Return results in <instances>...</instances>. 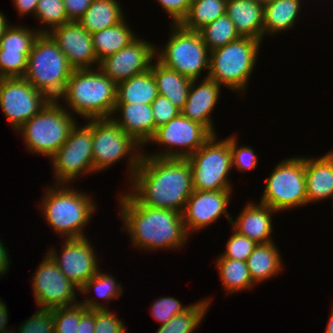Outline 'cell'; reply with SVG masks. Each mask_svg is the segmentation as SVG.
Here are the masks:
<instances>
[{
    "mask_svg": "<svg viewBox=\"0 0 333 333\" xmlns=\"http://www.w3.org/2000/svg\"><path fill=\"white\" fill-rule=\"evenodd\" d=\"M130 183L128 192L140 204L180 213L193 192L192 172L186 158L152 157L143 153Z\"/></svg>",
    "mask_w": 333,
    "mask_h": 333,
    "instance_id": "6da1fadb",
    "label": "cell"
},
{
    "mask_svg": "<svg viewBox=\"0 0 333 333\" xmlns=\"http://www.w3.org/2000/svg\"><path fill=\"white\" fill-rule=\"evenodd\" d=\"M122 229H126L135 248L143 250L179 249L185 245L188 233L182 213L140 204L129 192L119 194Z\"/></svg>",
    "mask_w": 333,
    "mask_h": 333,
    "instance_id": "7a4b0ae2",
    "label": "cell"
},
{
    "mask_svg": "<svg viewBox=\"0 0 333 333\" xmlns=\"http://www.w3.org/2000/svg\"><path fill=\"white\" fill-rule=\"evenodd\" d=\"M117 84L99 68L73 70L59 97L85 120L111 118L116 105Z\"/></svg>",
    "mask_w": 333,
    "mask_h": 333,
    "instance_id": "3957f363",
    "label": "cell"
},
{
    "mask_svg": "<svg viewBox=\"0 0 333 333\" xmlns=\"http://www.w3.org/2000/svg\"><path fill=\"white\" fill-rule=\"evenodd\" d=\"M45 191L39 207H42L44 218L53 231L65 239L85 237L83 228L90 222L96 208L93 198L67 188L65 184H56Z\"/></svg>",
    "mask_w": 333,
    "mask_h": 333,
    "instance_id": "277c9868",
    "label": "cell"
},
{
    "mask_svg": "<svg viewBox=\"0 0 333 333\" xmlns=\"http://www.w3.org/2000/svg\"><path fill=\"white\" fill-rule=\"evenodd\" d=\"M73 70L52 37L48 33H40L28 56L23 78L51 100H58Z\"/></svg>",
    "mask_w": 333,
    "mask_h": 333,
    "instance_id": "5b68a950",
    "label": "cell"
},
{
    "mask_svg": "<svg viewBox=\"0 0 333 333\" xmlns=\"http://www.w3.org/2000/svg\"><path fill=\"white\" fill-rule=\"evenodd\" d=\"M261 43L254 38L240 37L210 51V67L206 76L233 92L242 93L253 74Z\"/></svg>",
    "mask_w": 333,
    "mask_h": 333,
    "instance_id": "8992f818",
    "label": "cell"
},
{
    "mask_svg": "<svg viewBox=\"0 0 333 333\" xmlns=\"http://www.w3.org/2000/svg\"><path fill=\"white\" fill-rule=\"evenodd\" d=\"M67 107H62L58 100H50L39 113L23 124L17 133L21 132L19 134L23 136L28 151L50 159L65 143L76 124Z\"/></svg>",
    "mask_w": 333,
    "mask_h": 333,
    "instance_id": "52a82bcc",
    "label": "cell"
},
{
    "mask_svg": "<svg viewBox=\"0 0 333 333\" xmlns=\"http://www.w3.org/2000/svg\"><path fill=\"white\" fill-rule=\"evenodd\" d=\"M170 38L163 50L156 48V59L163 65L179 74L198 80L204 69L209 71L210 50L203 42L199 31L183 28L180 24H173Z\"/></svg>",
    "mask_w": 333,
    "mask_h": 333,
    "instance_id": "ba28073f",
    "label": "cell"
},
{
    "mask_svg": "<svg viewBox=\"0 0 333 333\" xmlns=\"http://www.w3.org/2000/svg\"><path fill=\"white\" fill-rule=\"evenodd\" d=\"M216 136L213 134L203 146L186 158L192 172L193 190H232L233 185L228 181L232 169L230 137L217 141Z\"/></svg>",
    "mask_w": 333,
    "mask_h": 333,
    "instance_id": "9c48e42d",
    "label": "cell"
},
{
    "mask_svg": "<svg viewBox=\"0 0 333 333\" xmlns=\"http://www.w3.org/2000/svg\"><path fill=\"white\" fill-rule=\"evenodd\" d=\"M92 138L94 172L112 167L121 158L129 157L130 181L144 152L139 149L142 146L127 135L113 118L92 119Z\"/></svg>",
    "mask_w": 333,
    "mask_h": 333,
    "instance_id": "30bf717a",
    "label": "cell"
},
{
    "mask_svg": "<svg viewBox=\"0 0 333 333\" xmlns=\"http://www.w3.org/2000/svg\"><path fill=\"white\" fill-rule=\"evenodd\" d=\"M266 181L260 203L279 212L307 204L305 157L282 160Z\"/></svg>",
    "mask_w": 333,
    "mask_h": 333,
    "instance_id": "8fae6325",
    "label": "cell"
},
{
    "mask_svg": "<svg viewBox=\"0 0 333 333\" xmlns=\"http://www.w3.org/2000/svg\"><path fill=\"white\" fill-rule=\"evenodd\" d=\"M85 126L75 124L68 139L50 158L55 184L72 183L80 175L94 172L92 119ZM76 178V179H75Z\"/></svg>",
    "mask_w": 333,
    "mask_h": 333,
    "instance_id": "7c38bea8",
    "label": "cell"
},
{
    "mask_svg": "<svg viewBox=\"0 0 333 333\" xmlns=\"http://www.w3.org/2000/svg\"><path fill=\"white\" fill-rule=\"evenodd\" d=\"M212 135L204 125L190 120L180 113L165 125L157 128L150 140V142L166 146V151L155 154L144 153V155L161 158H187L203 146Z\"/></svg>",
    "mask_w": 333,
    "mask_h": 333,
    "instance_id": "4fadbf2b",
    "label": "cell"
},
{
    "mask_svg": "<svg viewBox=\"0 0 333 333\" xmlns=\"http://www.w3.org/2000/svg\"><path fill=\"white\" fill-rule=\"evenodd\" d=\"M50 100L23 77L0 78V107L16 132Z\"/></svg>",
    "mask_w": 333,
    "mask_h": 333,
    "instance_id": "5bb4252c",
    "label": "cell"
},
{
    "mask_svg": "<svg viewBox=\"0 0 333 333\" xmlns=\"http://www.w3.org/2000/svg\"><path fill=\"white\" fill-rule=\"evenodd\" d=\"M33 276V293L39 309L77 304L75 296L79 288L66 278L48 253Z\"/></svg>",
    "mask_w": 333,
    "mask_h": 333,
    "instance_id": "9a60e30c",
    "label": "cell"
},
{
    "mask_svg": "<svg viewBox=\"0 0 333 333\" xmlns=\"http://www.w3.org/2000/svg\"><path fill=\"white\" fill-rule=\"evenodd\" d=\"M93 248L87 237L69 238L64 240L62 254H57L53 248L47 253L66 278L80 290L100 270Z\"/></svg>",
    "mask_w": 333,
    "mask_h": 333,
    "instance_id": "2e32d148",
    "label": "cell"
},
{
    "mask_svg": "<svg viewBox=\"0 0 333 333\" xmlns=\"http://www.w3.org/2000/svg\"><path fill=\"white\" fill-rule=\"evenodd\" d=\"M155 52L154 44L137 37L127 47L100 60L98 68L118 84L148 71Z\"/></svg>",
    "mask_w": 333,
    "mask_h": 333,
    "instance_id": "e0dca14e",
    "label": "cell"
},
{
    "mask_svg": "<svg viewBox=\"0 0 333 333\" xmlns=\"http://www.w3.org/2000/svg\"><path fill=\"white\" fill-rule=\"evenodd\" d=\"M232 190L198 191L193 190L182 212L183 223L187 233L210 226L217 219L226 215L231 223L233 217L227 211ZM191 230V231H190Z\"/></svg>",
    "mask_w": 333,
    "mask_h": 333,
    "instance_id": "ac0fdd59",
    "label": "cell"
},
{
    "mask_svg": "<svg viewBox=\"0 0 333 333\" xmlns=\"http://www.w3.org/2000/svg\"><path fill=\"white\" fill-rule=\"evenodd\" d=\"M57 43L74 70L91 69L99 65L92 36L77 21H69L48 33Z\"/></svg>",
    "mask_w": 333,
    "mask_h": 333,
    "instance_id": "d6986e66",
    "label": "cell"
},
{
    "mask_svg": "<svg viewBox=\"0 0 333 333\" xmlns=\"http://www.w3.org/2000/svg\"><path fill=\"white\" fill-rule=\"evenodd\" d=\"M192 80L187 100L180 110L181 114L190 120L204 125L212 134H216L213 127L211 113L219 100L221 85L206 76L198 85Z\"/></svg>",
    "mask_w": 333,
    "mask_h": 333,
    "instance_id": "ffe728a7",
    "label": "cell"
},
{
    "mask_svg": "<svg viewBox=\"0 0 333 333\" xmlns=\"http://www.w3.org/2000/svg\"><path fill=\"white\" fill-rule=\"evenodd\" d=\"M120 112L118 117L113 120L138 144L145 146L155 134V122L151 105L149 104H130L116 103L113 114Z\"/></svg>",
    "mask_w": 333,
    "mask_h": 333,
    "instance_id": "44dd1931",
    "label": "cell"
},
{
    "mask_svg": "<svg viewBox=\"0 0 333 333\" xmlns=\"http://www.w3.org/2000/svg\"><path fill=\"white\" fill-rule=\"evenodd\" d=\"M273 212L277 211L262 203L250 202L245 205L235 221L232 219V229L257 244L273 242L271 237Z\"/></svg>",
    "mask_w": 333,
    "mask_h": 333,
    "instance_id": "7402d4cb",
    "label": "cell"
},
{
    "mask_svg": "<svg viewBox=\"0 0 333 333\" xmlns=\"http://www.w3.org/2000/svg\"><path fill=\"white\" fill-rule=\"evenodd\" d=\"M305 181L307 204L333 199V151L319 158H305Z\"/></svg>",
    "mask_w": 333,
    "mask_h": 333,
    "instance_id": "603a6c76",
    "label": "cell"
},
{
    "mask_svg": "<svg viewBox=\"0 0 333 333\" xmlns=\"http://www.w3.org/2000/svg\"><path fill=\"white\" fill-rule=\"evenodd\" d=\"M264 4L257 0H227L226 14L241 37L262 41Z\"/></svg>",
    "mask_w": 333,
    "mask_h": 333,
    "instance_id": "cb8c5ba5",
    "label": "cell"
},
{
    "mask_svg": "<svg viewBox=\"0 0 333 333\" xmlns=\"http://www.w3.org/2000/svg\"><path fill=\"white\" fill-rule=\"evenodd\" d=\"M150 70L155 78L159 95L167 97L180 110L183 108L192 80L166 67L157 59Z\"/></svg>",
    "mask_w": 333,
    "mask_h": 333,
    "instance_id": "d4e9b609",
    "label": "cell"
},
{
    "mask_svg": "<svg viewBox=\"0 0 333 333\" xmlns=\"http://www.w3.org/2000/svg\"><path fill=\"white\" fill-rule=\"evenodd\" d=\"M274 243L257 244L246 260L250 276L255 284L278 275L283 269L281 254Z\"/></svg>",
    "mask_w": 333,
    "mask_h": 333,
    "instance_id": "484cf974",
    "label": "cell"
},
{
    "mask_svg": "<svg viewBox=\"0 0 333 333\" xmlns=\"http://www.w3.org/2000/svg\"><path fill=\"white\" fill-rule=\"evenodd\" d=\"M158 95L155 78L149 69L117 84L116 103L151 105Z\"/></svg>",
    "mask_w": 333,
    "mask_h": 333,
    "instance_id": "4316f807",
    "label": "cell"
},
{
    "mask_svg": "<svg viewBox=\"0 0 333 333\" xmlns=\"http://www.w3.org/2000/svg\"><path fill=\"white\" fill-rule=\"evenodd\" d=\"M119 1L95 0L77 22L90 34L114 26L124 19Z\"/></svg>",
    "mask_w": 333,
    "mask_h": 333,
    "instance_id": "83f0119b",
    "label": "cell"
},
{
    "mask_svg": "<svg viewBox=\"0 0 333 333\" xmlns=\"http://www.w3.org/2000/svg\"><path fill=\"white\" fill-rule=\"evenodd\" d=\"M301 0H273L264 4L263 35L291 29L298 19ZM269 32V33H268Z\"/></svg>",
    "mask_w": 333,
    "mask_h": 333,
    "instance_id": "f1b7e54d",
    "label": "cell"
},
{
    "mask_svg": "<svg viewBox=\"0 0 333 333\" xmlns=\"http://www.w3.org/2000/svg\"><path fill=\"white\" fill-rule=\"evenodd\" d=\"M125 21L91 34L98 61L127 47L137 38Z\"/></svg>",
    "mask_w": 333,
    "mask_h": 333,
    "instance_id": "f546056e",
    "label": "cell"
},
{
    "mask_svg": "<svg viewBox=\"0 0 333 333\" xmlns=\"http://www.w3.org/2000/svg\"><path fill=\"white\" fill-rule=\"evenodd\" d=\"M218 273L227 294L240 292L256 285L250 276L247 263L241 260H233L225 257L217 259Z\"/></svg>",
    "mask_w": 333,
    "mask_h": 333,
    "instance_id": "4dcf8cb0",
    "label": "cell"
},
{
    "mask_svg": "<svg viewBox=\"0 0 333 333\" xmlns=\"http://www.w3.org/2000/svg\"><path fill=\"white\" fill-rule=\"evenodd\" d=\"M227 0H192L187 15L179 23L183 28L199 31L226 13Z\"/></svg>",
    "mask_w": 333,
    "mask_h": 333,
    "instance_id": "1f68e13d",
    "label": "cell"
},
{
    "mask_svg": "<svg viewBox=\"0 0 333 333\" xmlns=\"http://www.w3.org/2000/svg\"><path fill=\"white\" fill-rule=\"evenodd\" d=\"M210 298L191 304V307L182 314L172 317L166 324L160 325L156 333H193L202 322L208 307Z\"/></svg>",
    "mask_w": 333,
    "mask_h": 333,
    "instance_id": "d6a6232c",
    "label": "cell"
},
{
    "mask_svg": "<svg viewBox=\"0 0 333 333\" xmlns=\"http://www.w3.org/2000/svg\"><path fill=\"white\" fill-rule=\"evenodd\" d=\"M199 33L210 51L241 37L226 13L204 26L199 30Z\"/></svg>",
    "mask_w": 333,
    "mask_h": 333,
    "instance_id": "836d02e7",
    "label": "cell"
},
{
    "mask_svg": "<svg viewBox=\"0 0 333 333\" xmlns=\"http://www.w3.org/2000/svg\"><path fill=\"white\" fill-rule=\"evenodd\" d=\"M40 32L28 27L10 25L0 39V50L4 53H30Z\"/></svg>",
    "mask_w": 333,
    "mask_h": 333,
    "instance_id": "e575fe53",
    "label": "cell"
},
{
    "mask_svg": "<svg viewBox=\"0 0 333 333\" xmlns=\"http://www.w3.org/2000/svg\"><path fill=\"white\" fill-rule=\"evenodd\" d=\"M35 18L47 27V29L46 27L37 29L40 33H49L52 29L70 21L66 15L63 0H39Z\"/></svg>",
    "mask_w": 333,
    "mask_h": 333,
    "instance_id": "d590c367",
    "label": "cell"
},
{
    "mask_svg": "<svg viewBox=\"0 0 333 333\" xmlns=\"http://www.w3.org/2000/svg\"><path fill=\"white\" fill-rule=\"evenodd\" d=\"M86 300L80 302L88 310L95 308V328L94 333H126L127 329L123 324V321L112 313L108 307H105L102 303L93 301L92 298L85 297ZM89 298V299H88Z\"/></svg>",
    "mask_w": 333,
    "mask_h": 333,
    "instance_id": "8d00e7d4",
    "label": "cell"
},
{
    "mask_svg": "<svg viewBox=\"0 0 333 333\" xmlns=\"http://www.w3.org/2000/svg\"><path fill=\"white\" fill-rule=\"evenodd\" d=\"M101 271L100 269L79 291L83 294H88L89 290H92V288L94 290L95 288L97 296L108 301L120 297L123 293L120 283H117L113 276Z\"/></svg>",
    "mask_w": 333,
    "mask_h": 333,
    "instance_id": "74e56055",
    "label": "cell"
},
{
    "mask_svg": "<svg viewBox=\"0 0 333 333\" xmlns=\"http://www.w3.org/2000/svg\"><path fill=\"white\" fill-rule=\"evenodd\" d=\"M87 308L77 302L75 305L51 309L54 317L55 333H75L81 315Z\"/></svg>",
    "mask_w": 333,
    "mask_h": 333,
    "instance_id": "f35d334b",
    "label": "cell"
},
{
    "mask_svg": "<svg viewBox=\"0 0 333 333\" xmlns=\"http://www.w3.org/2000/svg\"><path fill=\"white\" fill-rule=\"evenodd\" d=\"M231 237L227 241L226 251L219 255V257L230 258L233 260L245 261L253 252L257 243L254 240L249 239L248 237L241 235L234 229Z\"/></svg>",
    "mask_w": 333,
    "mask_h": 333,
    "instance_id": "ab89813d",
    "label": "cell"
},
{
    "mask_svg": "<svg viewBox=\"0 0 333 333\" xmlns=\"http://www.w3.org/2000/svg\"><path fill=\"white\" fill-rule=\"evenodd\" d=\"M30 53H4L0 50V78L23 77Z\"/></svg>",
    "mask_w": 333,
    "mask_h": 333,
    "instance_id": "60d3db41",
    "label": "cell"
},
{
    "mask_svg": "<svg viewBox=\"0 0 333 333\" xmlns=\"http://www.w3.org/2000/svg\"><path fill=\"white\" fill-rule=\"evenodd\" d=\"M19 333H55L54 317L51 309H38L25 320L18 329Z\"/></svg>",
    "mask_w": 333,
    "mask_h": 333,
    "instance_id": "b9f144b4",
    "label": "cell"
},
{
    "mask_svg": "<svg viewBox=\"0 0 333 333\" xmlns=\"http://www.w3.org/2000/svg\"><path fill=\"white\" fill-rule=\"evenodd\" d=\"M190 307L191 305L182 306V304L174 297H160L151 305V313L153 317L163 325L172 317L182 314Z\"/></svg>",
    "mask_w": 333,
    "mask_h": 333,
    "instance_id": "7bdbcfd3",
    "label": "cell"
},
{
    "mask_svg": "<svg viewBox=\"0 0 333 333\" xmlns=\"http://www.w3.org/2000/svg\"><path fill=\"white\" fill-rule=\"evenodd\" d=\"M237 137L230 136V150L232 153V167L238 168L240 171L247 172L257 166L258 157L253 149L249 146L239 147L237 145Z\"/></svg>",
    "mask_w": 333,
    "mask_h": 333,
    "instance_id": "ee69618b",
    "label": "cell"
},
{
    "mask_svg": "<svg viewBox=\"0 0 333 333\" xmlns=\"http://www.w3.org/2000/svg\"><path fill=\"white\" fill-rule=\"evenodd\" d=\"M152 113L155 122V133L157 128L168 123L172 118L181 112L167 97L158 95L151 103Z\"/></svg>",
    "mask_w": 333,
    "mask_h": 333,
    "instance_id": "f6af8a7d",
    "label": "cell"
},
{
    "mask_svg": "<svg viewBox=\"0 0 333 333\" xmlns=\"http://www.w3.org/2000/svg\"><path fill=\"white\" fill-rule=\"evenodd\" d=\"M166 13L171 17L173 24H179L187 15L192 0H157Z\"/></svg>",
    "mask_w": 333,
    "mask_h": 333,
    "instance_id": "bcb514c9",
    "label": "cell"
},
{
    "mask_svg": "<svg viewBox=\"0 0 333 333\" xmlns=\"http://www.w3.org/2000/svg\"><path fill=\"white\" fill-rule=\"evenodd\" d=\"M63 2L70 21H77L91 5L90 0H63Z\"/></svg>",
    "mask_w": 333,
    "mask_h": 333,
    "instance_id": "7dc6e473",
    "label": "cell"
},
{
    "mask_svg": "<svg viewBox=\"0 0 333 333\" xmlns=\"http://www.w3.org/2000/svg\"><path fill=\"white\" fill-rule=\"evenodd\" d=\"M95 328V308L86 310L80 317V323L75 333H94Z\"/></svg>",
    "mask_w": 333,
    "mask_h": 333,
    "instance_id": "c3c4849f",
    "label": "cell"
},
{
    "mask_svg": "<svg viewBox=\"0 0 333 333\" xmlns=\"http://www.w3.org/2000/svg\"><path fill=\"white\" fill-rule=\"evenodd\" d=\"M39 0H13V3L16 10L18 11L20 17L29 15V13L34 14L36 13V8Z\"/></svg>",
    "mask_w": 333,
    "mask_h": 333,
    "instance_id": "681fc988",
    "label": "cell"
},
{
    "mask_svg": "<svg viewBox=\"0 0 333 333\" xmlns=\"http://www.w3.org/2000/svg\"><path fill=\"white\" fill-rule=\"evenodd\" d=\"M8 251L3 245V242L0 239V275L6 274L7 270L9 269V255Z\"/></svg>",
    "mask_w": 333,
    "mask_h": 333,
    "instance_id": "f907efd6",
    "label": "cell"
},
{
    "mask_svg": "<svg viewBox=\"0 0 333 333\" xmlns=\"http://www.w3.org/2000/svg\"><path fill=\"white\" fill-rule=\"evenodd\" d=\"M6 305L0 299V333L7 329L6 324H8V310Z\"/></svg>",
    "mask_w": 333,
    "mask_h": 333,
    "instance_id": "816d5d0a",
    "label": "cell"
},
{
    "mask_svg": "<svg viewBox=\"0 0 333 333\" xmlns=\"http://www.w3.org/2000/svg\"><path fill=\"white\" fill-rule=\"evenodd\" d=\"M9 26L10 23L8 24L7 17H5L3 12H0V39Z\"/></svg>",
    "mask_w": 333,
    "mask_h": 333,
    "instance_id": "f5cc1de1",
    "label": "cell"
},
{
    "mask_svg": "<svg viewBox=\"0 0 333 333\" xmlns=\"http://www.w3.org/2000/svg\"><path fill=\"white\" fill-rule=\"evenodd\" d=\"M325 333H333V307H332V310L330 312V317L328 319V323H327V326H326Z\"/></svg>",
    "mask_w": 333,
    "mask_h": 333,
    "instance_id": "db71d44e",
    "label": "cell"
},
{
    "mask_svg": "<svg viewBox=\"0 0 333 333\" xmlns=\"http://www.w3.org/2000/svg\"><path fill=\"white\" fill-rule=\"evenodd\" d=\"M257 1H259L260 3L265 4V3L270 2V1H273V0H257Z\"/></svg>",
    "mask_w": 333,
    "mask_h": 333,
    "instance_id": "11a10c76",
    "label": "cell"
},
{
    "mask_svg": "<svg viewBox=\"0 0 333 333\" xmlns=\"http://www.w3.org/2000/svg\"><path fill=\"white\" fill-rule=\"evenodd\" d=\"M2 333H14V332H13V330L11 331V329L10 330L7 329V330L3 331Z\"/></svg>",
    "mask_w": 333,
    "mask_h": 333,
    "instance_id": "9f6ffc18",
    "label": "cell"
}]
</instances>
